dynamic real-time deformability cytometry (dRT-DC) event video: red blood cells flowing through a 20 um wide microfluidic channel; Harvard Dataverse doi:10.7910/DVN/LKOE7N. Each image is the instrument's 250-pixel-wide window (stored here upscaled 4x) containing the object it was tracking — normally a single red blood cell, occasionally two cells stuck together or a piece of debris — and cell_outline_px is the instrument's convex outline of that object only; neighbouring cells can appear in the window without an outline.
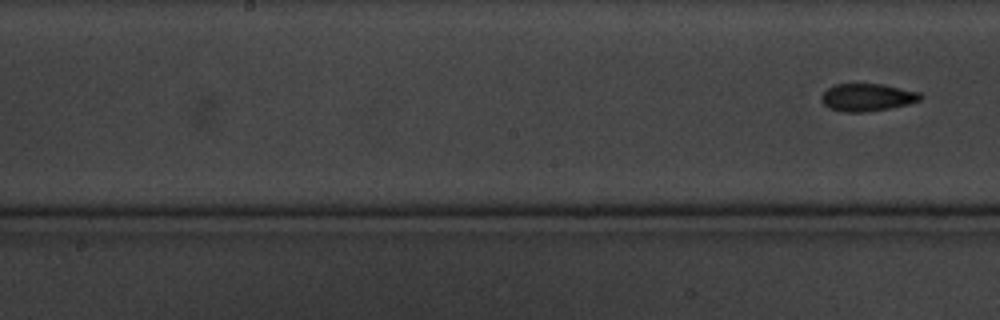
{"species": "common noctule bat (a hibernating species)", "species_latin": "Nyctalus noctula", "temperature_condition": "cold", "stored_images_in_passage": 6, "segment_of_instrument_passage": [2, 2], "camera_frame_rate_fps": 3000, "um_per_image_px": 0.085, "animal": {"sex": "male", "body_mass_g": 20.1, "forearm_length_mm": 53.5}, "frame": {"image": 1, "passage_image": 6, "time_ms": 6.667, "image_size_px": [1000, 320], "cell_outline_px": [[920, 100], [908, 104], [868, 112], [844, 112], [828, 108], [820, 100], [820, 96], [828, 88], [836, 84], [880, 84], [920, 92]], "centroid_in_image_um": [73.66, 8.28], "position_along_channel_um": 174.5, "area_um2": 15.78}}